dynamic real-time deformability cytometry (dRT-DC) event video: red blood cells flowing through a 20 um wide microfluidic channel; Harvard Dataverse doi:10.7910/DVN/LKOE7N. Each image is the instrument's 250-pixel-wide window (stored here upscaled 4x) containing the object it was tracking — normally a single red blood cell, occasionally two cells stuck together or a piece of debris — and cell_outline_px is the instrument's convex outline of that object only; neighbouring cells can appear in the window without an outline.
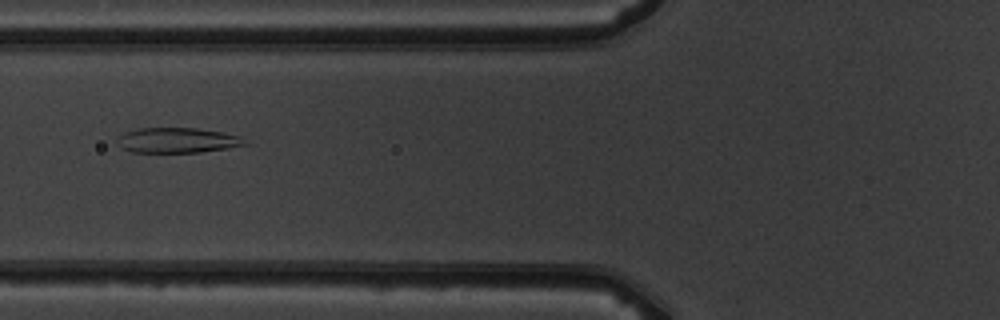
{"species": "common noctule bat (a hibernating species)", "species_latin": "Nyctalus noctula", "temperature_condition": "warm", "stored_images_in_passage": 3, "camera_frame_rate_fps": 3000, "um_per_image_px": 0.085, "animal": {"sex": "male", "body_mass_g": 19.5, "forearm_length_mm": 54.6}, "frame": {"image": 1, "passage_image": 3, "time_ms": 2.333, "image_size_px": [1000, 320], "cell_outline_px": [[248, 144], [200, 152], [132, 152], [120, 148], [116, 144], [116, 136], [124, 132], [140, 128], [196, 128], [220, 132], [240, 136]], "centroid_in_image_um": [14.97, 11.92], "position_along_channel_um": 110.8, "area_um2": 18.67}}